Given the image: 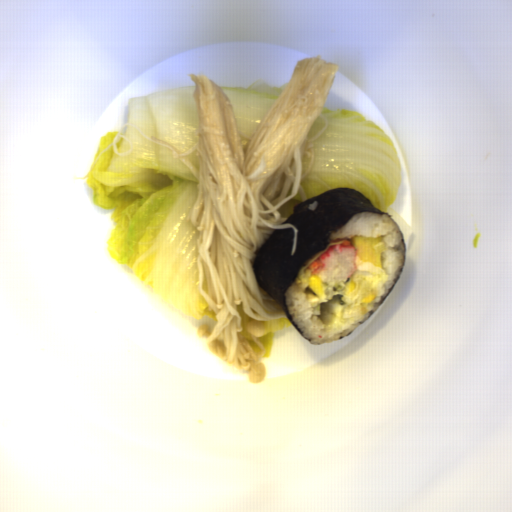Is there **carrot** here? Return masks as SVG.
Instances as JSON below:
<instances>
[{"label":"carrot","mask_w":512,"mask_h":512,"mask_svg":"<svg viewBox=\"0 0 512 512\" xmlns=\"http://www.w3.org/2000/svg\"><path fill=\"white\" fill-rule=\"evenodd\" d=\"M351 242H352L351 238L350 239H343L342 244L343 245H351Z\"/></svg>","instance_id":"cead05ca"},{"label":"carrot","mask_w":512,"mask_h":512,"mask_svg":"<svg viewBox=\"0 0 512 512\" xmlns=\"http://www.w3.org/2000/svg\"><path fill=\"white\" fill-rule=\"evenodd\" d=\"M311 271L320 267V263L315 259L310 265H309Z\"/></svg>","instance_id":"b8716197"}]
</instances>
